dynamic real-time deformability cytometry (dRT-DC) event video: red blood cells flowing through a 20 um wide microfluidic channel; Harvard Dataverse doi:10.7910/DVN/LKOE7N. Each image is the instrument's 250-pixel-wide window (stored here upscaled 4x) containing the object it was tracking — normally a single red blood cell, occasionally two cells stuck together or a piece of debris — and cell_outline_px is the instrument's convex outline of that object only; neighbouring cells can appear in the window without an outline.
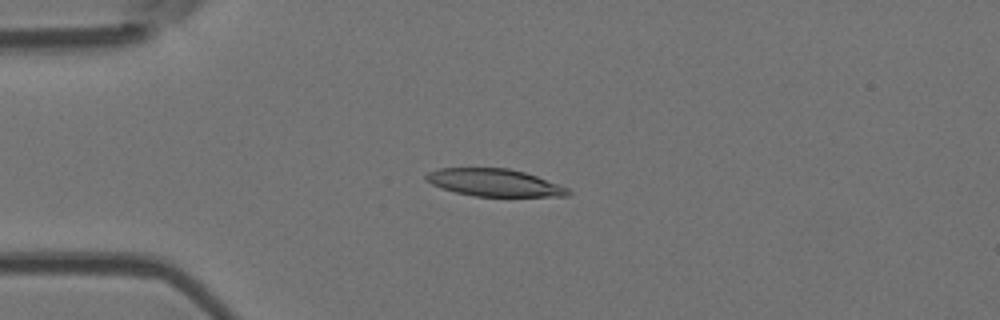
{"species": "Egyptian fruit bat (a non-hibernating species)", "species_latin": "Rousettus aegyptiacus", "temperature_condition": "room temperature", "stored_images_in_passage": 52, "camera_frame_rate_fps": 3000, "um_per_image_px": 0.085, "animal": {"sex": "female"}, "frame": {"image": 1, "passage_image": 12, "time_ms": 3.667, "image_size_px": [1000, 320], "cell_outline_px": [[572, 192], [568, 196], [472, 196], [456, 192], [432, 184], [424, 180], [424, 176], [428, 172], [440, 168], [508, 168], [524, 172], [536, 176], [568, 188]], "centroid_in_image_um": [42.0, 15.52], "position_along_channel_um": 43.0, "area_um2": 22.48}}
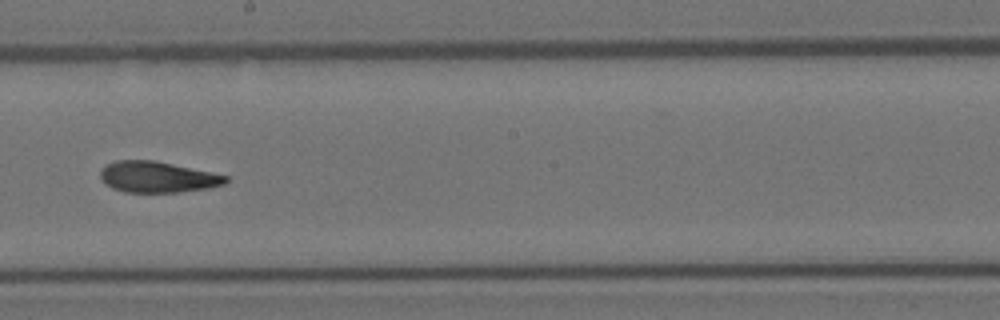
{"frame": {"image": 2, "passage_image": 29, "time_ms": 9.333, "image_size_px": [1000, 320], "cell_outline_px": [[228, 180], [224, 184], [208, 188], [180, 192], [124, 192], [112, 188], [104, 184], [100, 176], [100, 168], [116, 160], [156, 160], [228, 176]], "centroid_in_image_um": [13.35, 15.04], "position_along_channel_um": 234.9, "area_um2": 22.72}}
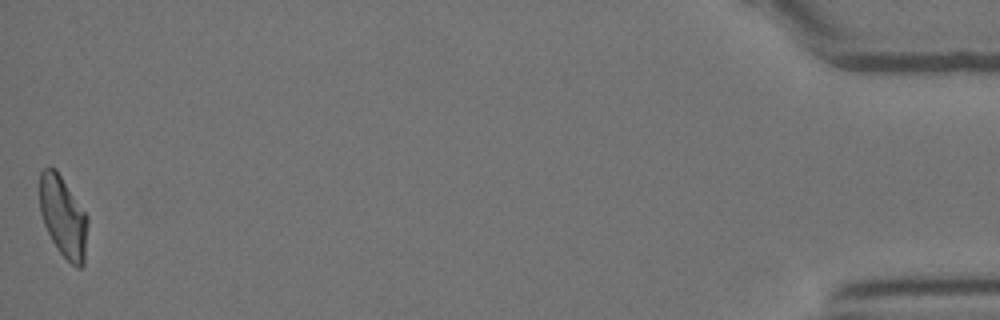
{"frame": {"image": 3, "passage_image": 52, "time_ms": 17.0, "image_size_px": [1000, 320], "cell_outline_px": [[88, 224], [84, 264], [80, 268], [76, 268], [60, 252], [52, 240], [44, 224], [40, 212], [40, 172], [44, 168], [56, 168], [88, 216]], "centroid_in_image_um": [5.39, 18.42], "position_along_channel_um": 429.8, "area_um2": 22.6}, "authors_computed_cell_mechanics": {"area_um2": 23.2067, "velocity_mm_per_s": 3.7875, "shape_relaxation_time_tau1_ms": null, "shape_relaxation_time_tau2_ms": 2.8623, "deformation_change_tau1": null, "deformation_change_tau2": 0.1006}}